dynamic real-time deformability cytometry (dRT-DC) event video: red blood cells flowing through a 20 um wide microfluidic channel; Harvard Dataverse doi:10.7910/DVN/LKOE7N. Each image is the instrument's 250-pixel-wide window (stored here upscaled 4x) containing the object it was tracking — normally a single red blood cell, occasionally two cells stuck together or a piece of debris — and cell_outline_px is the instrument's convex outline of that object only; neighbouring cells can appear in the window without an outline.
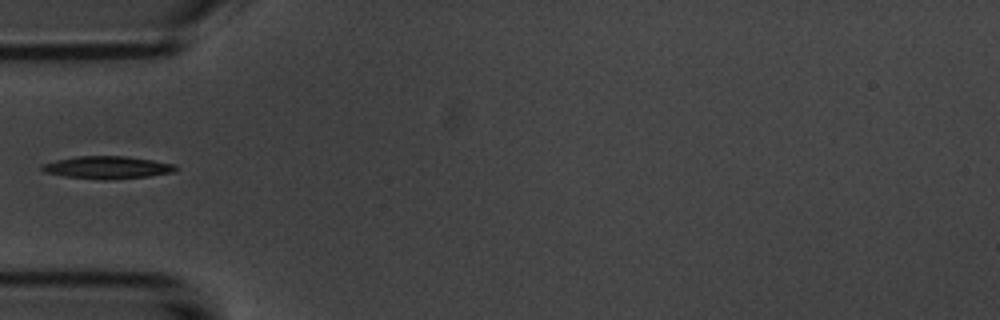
{"species": "common noctule bat (a hibernating species)", "species_latin": "Nyctalus noctula", "temperature_condition": "room temperature", "stored_images_in_passage": 1, "camera_frame_rate_fps": 3000, "um_per_image_px": 0.085, "animal": {"sex": "male", "body_mass_g": 20.1, "forearm_length_mm": 53.5}, "frame": {"image": 1, "passage_image": 1, "time_ms": 0.0, "image_size_px": [1000, 320], "cell_outline_px": [[176, 172], [148, 176], [104, 180], [100, 180], [64, 176], [44, 172], [40, 168], [40, 164], [56, 160], [76, 156], [128, 156], [176, 164]], "centroid_in_image_um": [9.1, 14.23], "position_along_channel_um": 75.9, "area_um2": 17.69}}